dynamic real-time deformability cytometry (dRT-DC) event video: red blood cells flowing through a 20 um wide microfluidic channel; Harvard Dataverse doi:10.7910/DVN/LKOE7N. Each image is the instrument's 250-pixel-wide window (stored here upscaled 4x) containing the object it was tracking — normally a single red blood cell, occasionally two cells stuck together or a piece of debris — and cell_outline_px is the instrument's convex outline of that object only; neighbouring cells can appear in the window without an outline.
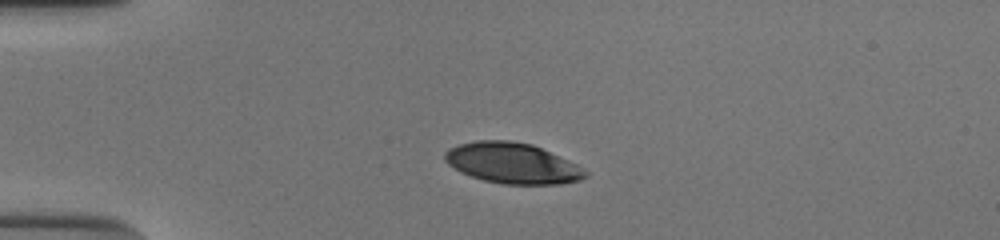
{"species": "human", "species_latin": "Homo sapiens", "temperature_condition": "cold", "stored_images_in_passage": 40, "camera_frame_rate_fps": 3000, "um_per_image_px": 0.085, "donor": {"sex": "male"}, "frame": {"image": 1, "passage_image": 1, "time_ms": 0.0, "image_size_px": [1000, 240], "cell_outline_px": [[588, 176], [580, 180], [560, 184], [504, 184], [484, 180], [460, 172], [448, 164], [444, 160], [444, 152], [448, 148], [460, 144], [476, 140], [508, 140], [532, 144], [568, 160], [584, 168], [588, 172]], "centroid_in_image_um": [43.55, 13.87], "position_along_channel_um": 41.5, "area_um2": 33.29}}
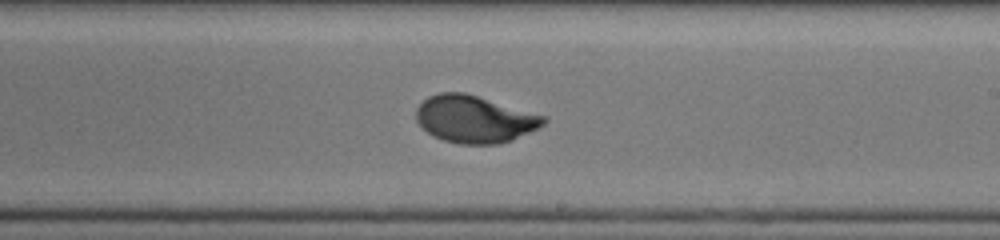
{"frame": {"image": 2, "passage_image": 20, "time_ms": 6.333, "image_size_px": [1000, 240], "cell_outline_px": [[548, 120], [544, 124], [512, 140], [496, 144], [460, 144], [444, 140], [432, 136], [416, 120], [416, 108], [428, 96], [440, 92], [464, 92], [548, 116]], "centroid_in_image_um": [40.34, 10.12], "position_along_channel_um": 248.7, "area_um2": 35.03}}
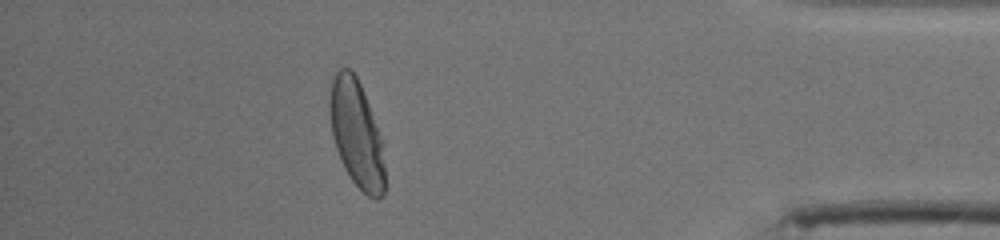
{"frame": {"image": 3, "passage_image": 35, "time_ms": 11.333, "image_size_px": [1000, 240], "cell_outline_px": [[384, 196], [376, 200], [368, 196], [352, 180], [344, 168], [340, 160], [332, 136], [328, 108], [328, 104], [332, 80], [336, 72], [340, 68], [348, 68], [356, 76], [360, 84], [384, 140]], "centroid_in_image_um": [30.31, 11.39], "position_along_channel_um": 404.9, "area_um2": 34.8}, "authors_computed_cell_mechanics": {"area_um2": 34.7089, "velocity_mm_per_s": 3.8764, "shape_relaxation_time_tau1_ms": 3.8414, "shape_relaxation_time_tau2_ms": null, "deformation_change_tau1": 0.1955, "deformation_change_tau2": null}}